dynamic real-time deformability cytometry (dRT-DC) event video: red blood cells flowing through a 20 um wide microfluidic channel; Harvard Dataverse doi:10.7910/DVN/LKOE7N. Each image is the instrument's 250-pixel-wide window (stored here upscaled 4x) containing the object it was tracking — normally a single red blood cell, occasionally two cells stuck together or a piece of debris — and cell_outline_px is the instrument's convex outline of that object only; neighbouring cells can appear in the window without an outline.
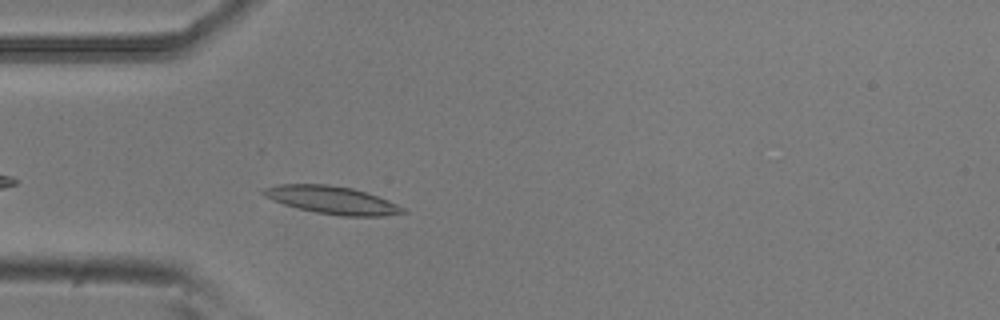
{"species": "common noctule bat (a hibernating species)", "species_latin": "Nyctalus noctula", "temperature_condition": "room temperature", "stored_images_in_passage": 40, "camera_frame_rate_fps": 3000, "um_per_image_px": 0.085, "animal": {"sex": "male", "body_mass_g": 20.5, "forearm_length_mm": 52.5}, "frame": {"image": 1, "passage_image": 4, "time_ms": 1.0, "image_size_px": [1000, 320], "cell_outline_px": [[408, 212], [384, 216], [340, 216], [316, 212], [284, 204], [264, 196], [260, 192], [264, 188], [280, 184], [324, 184], [352, 188], [388, 200], [404, 208]], "centroid_in_image_um": [28.23, 17.01], "position_along_channel_um": 56.8, "area_um2": 22.25}}
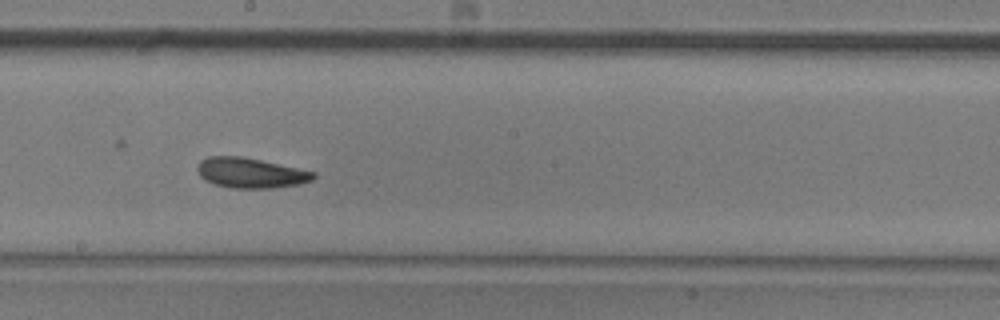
{"frame": {"image": 2, "passage_image": 18, "time_ms": 5.667, "image_size_px": [1000, 320], "cell_outline_px": [[316, 176], [312, 180], [300, 184], [272, 188], [232, 188], [216, 184], [204, 180], [200, 176], [196, 168], [200, 160], [208, 156], [240, 156], [260, 160], [316, 172]], "centroid_in_image_um": [21.28, 14.7], "position_along_channel_um": 226.9, "area_um2": 20.35}}
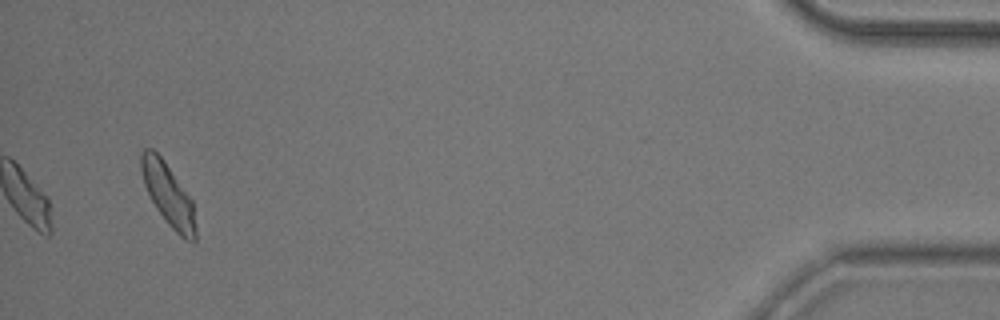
{"frame": {"image": 3, "passage_image": 40, "time_ms": 13.0, "image_size_px": [1000, 320], "cell_outline_px": [[196, 240], [192, 244], [184, 240], [168, 224], [156, 208], [144, 184], [140, 168], [140, 152], [144, 148], [152, 148], [164, 160], [192, 200], [196, 228]], "centroid_in_image_um": [14.3, 16.55], "position_along_channel_um": 420.9, "area_um2": 19.77}, "authors_computed_cell_mechanics": {"area_um2": 19.8254, "velocity_mm_per_s": 3.727, "shape_relaxation_time_tau1_ms": 4.9673, "shape_relaxation_time_tau2_ms": 2.5724, "deformation_change_tau1": 0.1325, "deformation_change_tau2": 0.0897}}